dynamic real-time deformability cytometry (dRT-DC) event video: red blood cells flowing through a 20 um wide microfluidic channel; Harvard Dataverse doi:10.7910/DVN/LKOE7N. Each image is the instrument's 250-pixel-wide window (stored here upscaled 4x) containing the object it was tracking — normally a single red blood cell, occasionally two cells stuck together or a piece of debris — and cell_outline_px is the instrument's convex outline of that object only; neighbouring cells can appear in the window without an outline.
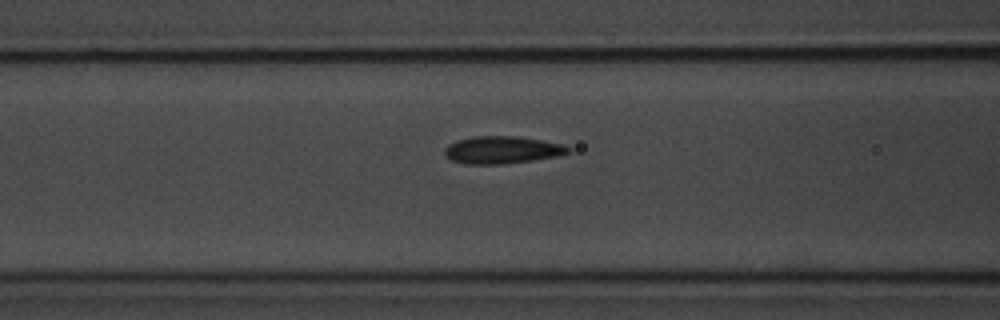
{"species": "common noctule bat (a hibernating species)", "species_latin": "Nyctalus noctula", "temperature_condition": "room temperature", "stored_images_in_passage": 14, "camera_frame_rate_fps": 3000, "um_per_image_px": 0.085, "animal": {"sex": "male", "body_mass_g": 20.1, "forearm_length_mm": 53.5}, "frame": {"image": 1, "passage_image": 12, "time_ms": 3.667, "image_size_px": [1000, 320], "cell_outline_px": [[572, 152], [556, 156], [532, 160], [504, 164], [468, 164], [452, 160], [444, 152], [444, 148], [448, 144], [456, 140], [472, 136], [520, 136], [544, 140], [564, 144], [572, 148]], "centroid_in_image_um": [42.72, 12.72], "position_along_channel_um": 123.9, "area_um2": 19.94}}